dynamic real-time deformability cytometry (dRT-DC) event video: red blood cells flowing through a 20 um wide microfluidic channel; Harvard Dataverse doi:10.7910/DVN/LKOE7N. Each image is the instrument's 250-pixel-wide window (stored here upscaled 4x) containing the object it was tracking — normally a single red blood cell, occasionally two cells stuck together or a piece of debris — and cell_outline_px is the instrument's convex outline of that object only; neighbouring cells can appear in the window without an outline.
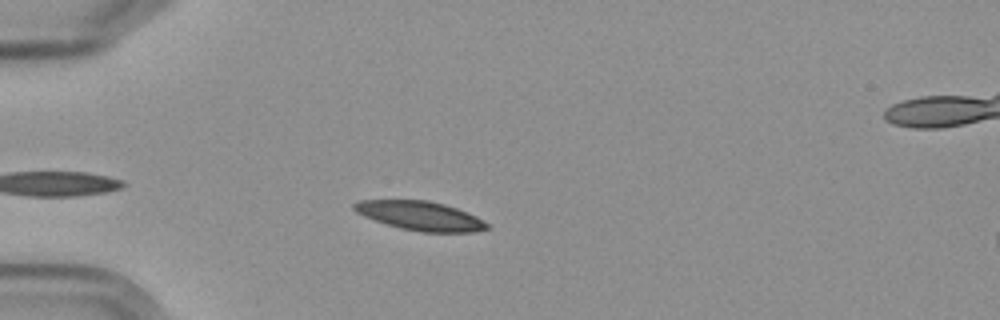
{"species": "Egyptian fruit bat (a non-hibernating species)", "species_latin": "Rousettus aegyptiacus", "temperature_condition": "cold", "stored_images_in_passage": 8, "camera_frame_rate_fps": 3000, "um_per_image_px": 0.085, "frame": {"image": 1, "passage_image": 2, "time_ms": 1.0, "image_size_px": [1000, 320], "cell_outline_px": [[488, 228], [472, 232], [420, 232], [400, 228], [364, 216], [356, 212], [352, 208], [352, 204], [360, 200], [428, 200], [444, 204], [456, 208], [476, 216], [488, 224]], "centroid_in_image_um": [35.7, 18.34], "position_along_channel_um": 49.3, "area_um2": 22.31}}
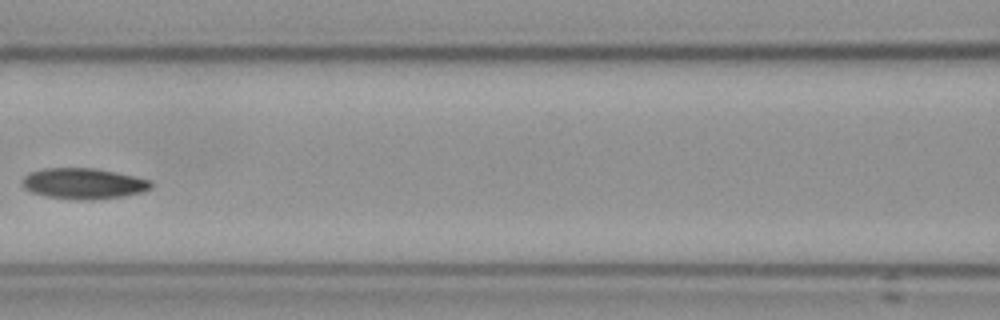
{"frame": {"image": 2, "passage_image": 5, "time_ms": 4.667, "image_size_px": [1000, 320], "cell_outline_px": [[152, 188], [144, 192], [124, 196], [92, 200], [76, 200], [48, 196], [32, 192], [24, 188], [20, 184], [20, 180], [28, 172], [44, 168], [96, 168], [116, 172], [152, 180]], "centroid_in_image_um": [7.1, 15.6], "position_along_channel_um": 159.5, "area_um2": 23.47}}
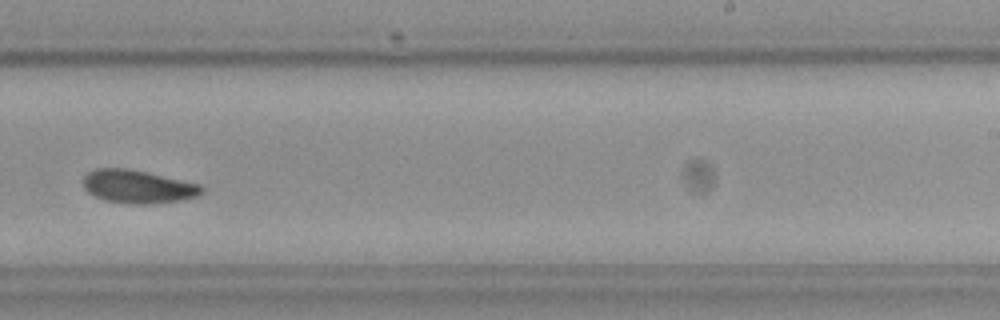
{"frame": {"image": 3, "passage_image": 8, "time_ms": 8.0, "image_size_px": [1000, 320], "cell_outline_px": [[204, 192], [196, 196], [180, 200], [152, 204], [128, 204], [104, 200], [92, 196], [84, 188], [84, 176], [88, 172], [96, 168], [128, 168], [148, 172], [200, 184], [204, 188]], "centroid_in_image_um": [11.71, 15.86], "position_along_channel_um": 277.3, "area_um2": 23.12}}